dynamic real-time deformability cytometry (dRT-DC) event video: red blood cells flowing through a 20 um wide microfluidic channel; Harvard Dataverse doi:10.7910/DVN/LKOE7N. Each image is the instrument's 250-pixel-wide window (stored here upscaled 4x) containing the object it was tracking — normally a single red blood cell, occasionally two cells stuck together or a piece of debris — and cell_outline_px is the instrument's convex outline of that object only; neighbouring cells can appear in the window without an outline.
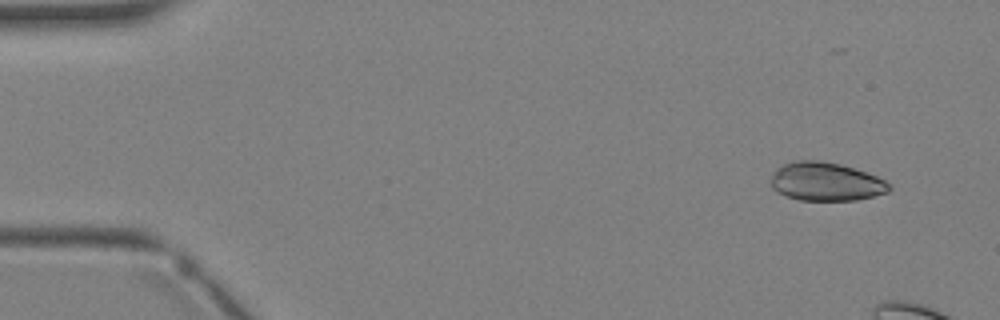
{"species": "Egyptian fruit bat (a non-hibernating species)", "species_latin": "Rousettus aegyptiacus", "temperature_condition": "warm", "stored_images_in_passage": 4, "camera_frame_rate_fps": 3000, "um_per_image_px": 0.085, "animal": {"sex": "female"}, "frame": {"image": 1, "passage_image": 1, "time_ms": 0.0, "image_size_px": [1000, 320], "cell_outline_px": [[892, 188], [888, 192], [856, 200], [800, 200], [788, 196], [772, 188], [772, 172], [780, 164], [796, 160], [820, 160], [840, 164], [876, 176], [892, 184]], "centroid_in_image_um": [70.19, 15.43], "position_along_channel_um": 14.8, "area_um2": 26.47}}
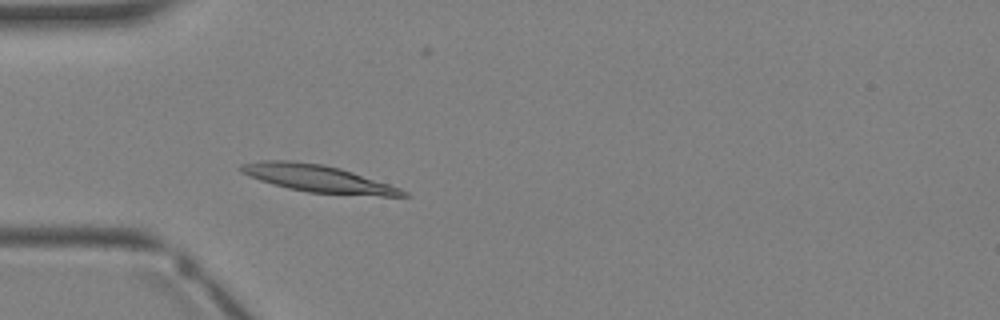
{"frame": {"image": 2, "passage_image": 4, "time_ms": 4.0, "image_size_px": [1000, 320], "cell_outline_px": [[412, 196], [380, 196], [308, 192], [288, 188], [272, 184], [260, 180], [240, 172], [240, 164], [260, 160], [292, 160], [324, 164], [340, 168], [400, 188], [408, 192]], "centroid_in_image_um": [27.0, 15.17], "position_along_channel_um": 58.0, "area_um2": 25.61}}